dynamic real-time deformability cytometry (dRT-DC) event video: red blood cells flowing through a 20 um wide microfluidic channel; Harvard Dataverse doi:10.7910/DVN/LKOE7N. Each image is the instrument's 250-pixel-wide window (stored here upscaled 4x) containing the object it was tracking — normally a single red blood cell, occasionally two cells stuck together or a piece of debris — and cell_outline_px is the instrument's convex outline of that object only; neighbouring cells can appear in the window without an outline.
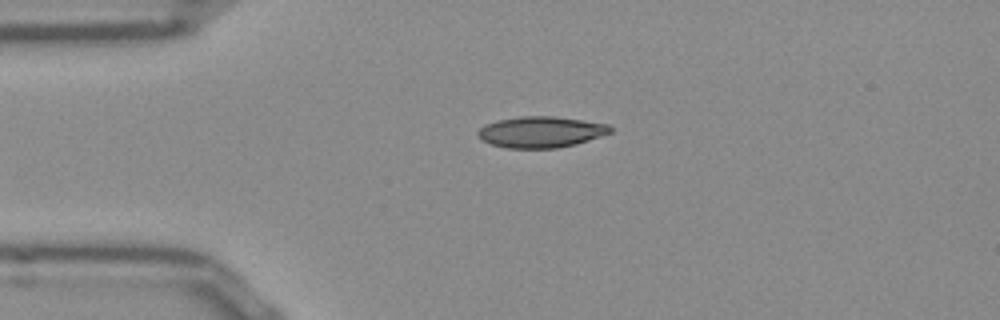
{"species": "Egyptian fruit bat (a non-hibernating species)", "species_latin": "Rousettus aegyptiacus", "temperature_condition": "room temperature", "stored_images_in_passage": 41, "camera_frame_rate_fps": 3000, "um_per_image_px": 0.085, "frame": {"image": 1, "passage_image": 1, "time_ms": 0.0, "image_size_px": [1000, 320], "cell_outline_px": [[612, 132], [576, 144], [556, 148], [508, 148], [492, 144], [484, 140], [476, 132], [480, 128], [488, 124], [500, 120], [520, 116], [552, 116], [608, 124], [612, 128]], "centroid_in_image_um": [46.0, 11.22], "position_along_channel_um": 39.0, "area_um2": 23.58}}
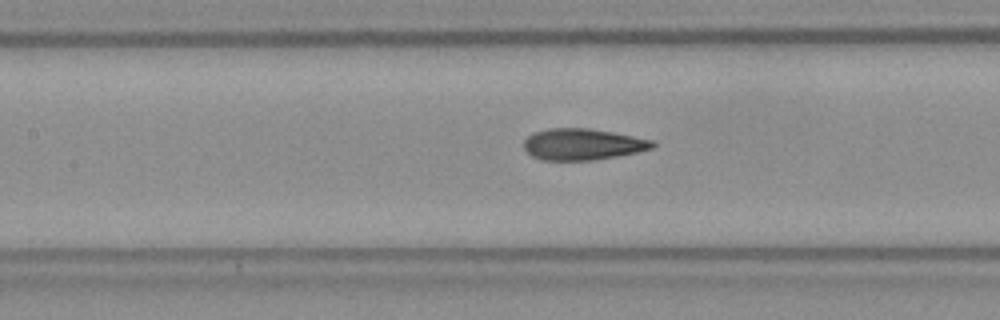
{"frame": {"image": 2, "passage_image": 12, "time_ms": 3.667, "image_size_px": [1000, 320], "cell_outline_px": [[656, 144], [652, 148], [620, 156], [596, 160], [540, 160], [532, 156], [524, 148], [524, 140], [532, 132], [548, 128], [588, 128], [612, 132], [652, 140]], "centroid_in_image_um": [49.49, 12.27], "position_along_channel_um": 157.9, "area_um2": 23.58}}
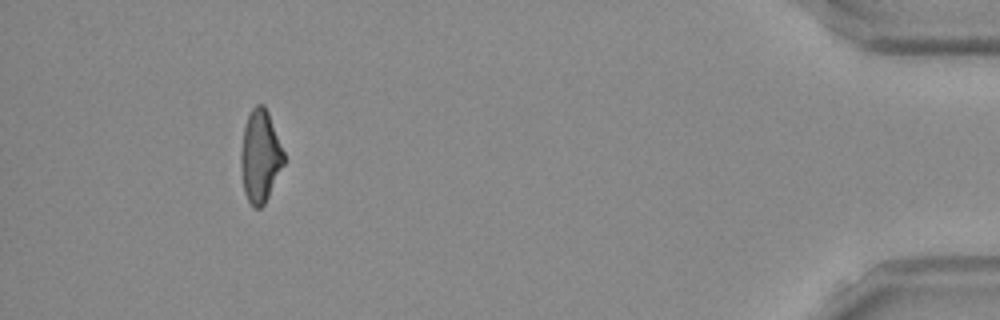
{"frame": {"image": 3, "passage_image": 37, "time_ms": 12.0, "image_size_px": [1000, 320], "cell_outline_px": [[284, 164], [264, 204], [260, 208], [252, 208], [244, 192], [240, 164], [240, 152], [244, 128], [248, 116], [252, 108], [256, 104], [264, 104], [268, 112], [284, 152]], "centroid_in_image_um": [22.1, 13.29], "position_along_channel_um": 413.1, "area_um2": 23.0}, "authors_computed_cell_mechanics": {"area_um2": 23.5824, "velocity_mm_per_s": 3.891, "shape_relaxation_time_tau1_ms": 4.1298, "shape_relaxation_time_tau2_ms": 2.0556, "deformation_change_tau1": 0.1559, "deformation_change_tau2": 0.0886}}